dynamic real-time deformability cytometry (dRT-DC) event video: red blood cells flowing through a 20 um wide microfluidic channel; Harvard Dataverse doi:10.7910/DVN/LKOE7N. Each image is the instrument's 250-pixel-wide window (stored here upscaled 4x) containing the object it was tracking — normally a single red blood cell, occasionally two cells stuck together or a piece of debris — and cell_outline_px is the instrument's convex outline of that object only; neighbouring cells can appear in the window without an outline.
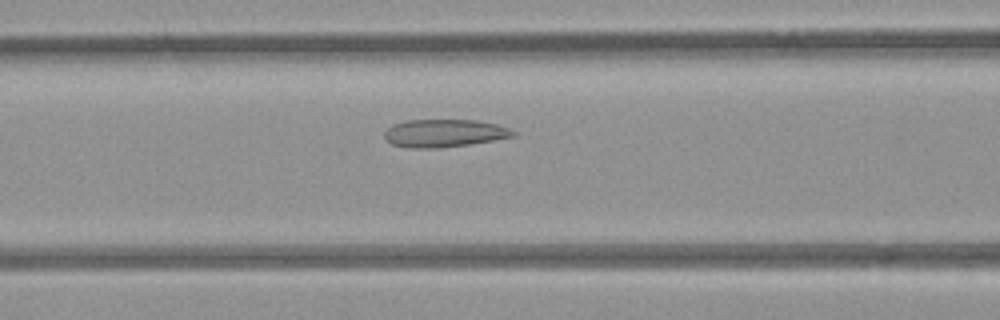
{"species": "common noctule bat (a hibernating species)", "species_latin": "Nyctalus noctula", "temperature_condition": "room temperature", "stored_images_in_passage": 19, "camera_frame_rate_fps": 3000, "um_per_image_px": 0.085, "animal": {"sex": "female", "body_mass_g": 21.9}, "frame": {"image": 1, "passage_image": 6, "time_ms": 1.667, "image_size_px": [1000, 320], "cell_outline_px": [[516, 136], [468, 144], [436, 148], [408, 148], [392, 144], [384, 140], [384, 132], [392, 124], [408, 120], [476, 120], [496, 124], [508, 128], [516, 132]], "centroid_in_image_um": [37.72, 11.32], "position_along_channel_um": 128.9, "area_um2": 20.81}}
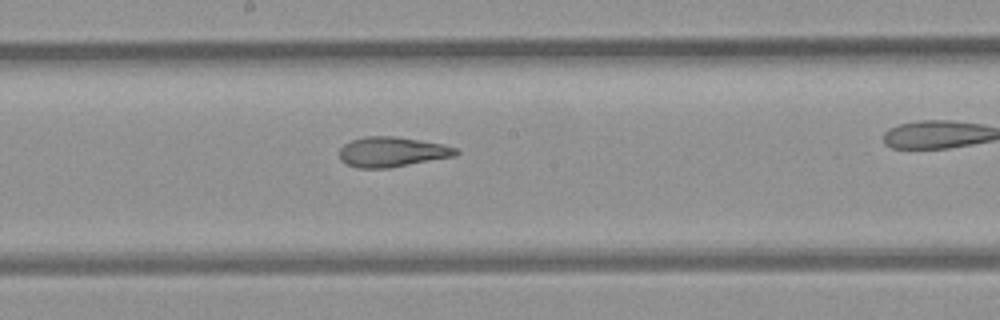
{"frame": {"image": 2, "passage_image": 9, "time_ms": 2.667, "image_size_px": [1000, 320], "cell_outline_px": [[460, 152], [456, 156], [388, 168], [356, 168], [340, 160], [340, 148], [344, 144], [352, 140], [364, 136], [396, 136], [440, 144], [456, 148]], "centroid_in_image_um": [33.31, 12.91], "position_along_channel_um": 214.9, "area_um2": 20.29}}